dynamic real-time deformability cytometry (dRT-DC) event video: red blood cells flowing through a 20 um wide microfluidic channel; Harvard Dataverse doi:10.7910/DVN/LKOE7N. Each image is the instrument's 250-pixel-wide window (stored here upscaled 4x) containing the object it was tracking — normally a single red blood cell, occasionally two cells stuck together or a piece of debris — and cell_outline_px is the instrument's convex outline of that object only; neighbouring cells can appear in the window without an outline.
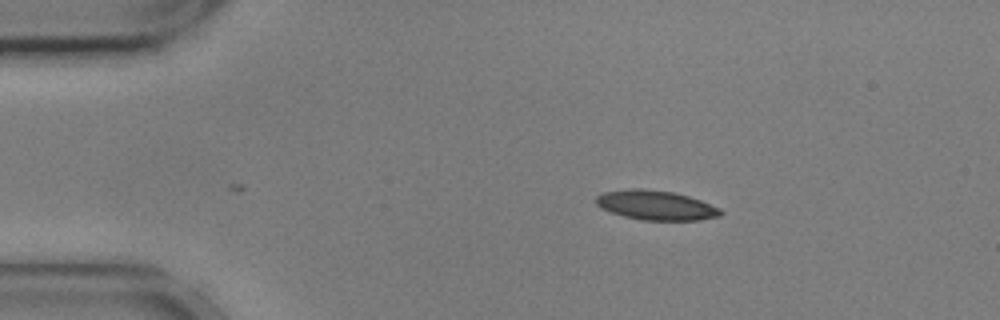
{"species": "common noctule bat (a hibernating species)", "species_latin": "Nyctalus noctula", "temperature_condition": "cold", "stored_images_in_passage": 35, "camera_frame_rate_fps": 3000, "um_per_image_px": 0.085, "animal": {"sex": "male", "body_mass_g": 17.9, "forearm_length_mm": 54.2}, "frame": {"image": 1, "passage_image": 1, "time_ms": 0.0, "image_size_px": [1000, 320], "cell_outline_px": [[724, 212], [720, 216], [700, 220], [640, 220], [624, 216], [600, 208], [596, 204], [596, 196], [604, 192], [632, 188], [640, 188], [672, 192], [688, 196], [700, 200], [720, 208]], "centroid_in_image_um": [55.76, 17.45], "position_along_channel_um": 29.2, "area_um2": 21.39}}
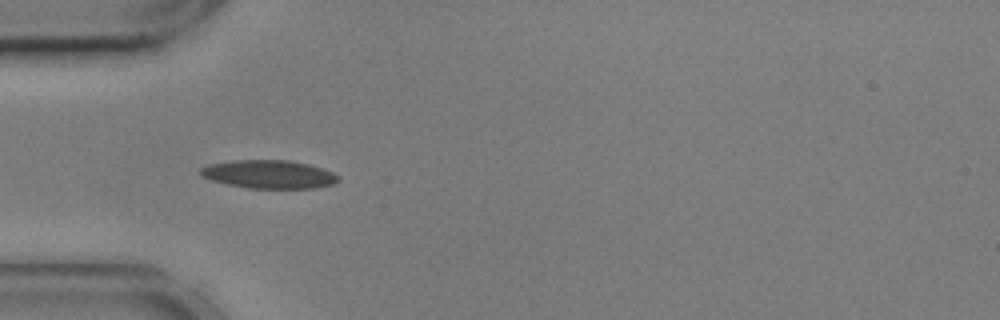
{"frame": {"image": 2, "passage_image": 8, "time_ms": 2.333, "image_size_px": [1000, 320], "cell_outline_px": [[340, 180], [332, 184], [316, 188], [248, 188], [228, 184], [212, 180], [200, 176], [200, 168], [208, 164], [232, 160], [288, 160], [308, 164], [332, 172], [340, 176]], "centroid_in_image_um": [22.85, 14.81], "position_along_channel_um": 62.2, "area_um2": 22.72}}
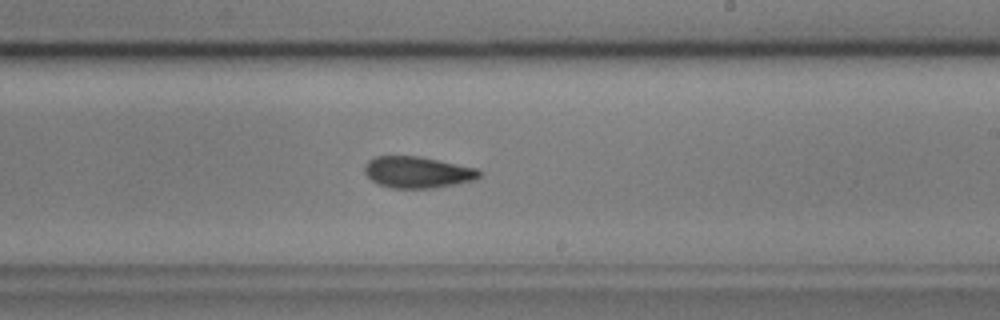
{"frame": {"image": 3, "passage_image": 24, "time_ms": 7.667, "image_size_px": [1000, 320], "cell_outline_px": [[484, 172], [476, 180], [432, 188], [392, 188], [380, 184], [372, 180], [364, 172], [364, 164], [368, 160], [376, 156], [420, 156], [476, 168]], "centroid_in_image_um": [35.5, 14.63], "position_along_channel_um": 253.5, "area_um2": 21.04}, "authors_computed_cell_mechanics": {"area_um2": 21.3282, "velocity_mm_per_s": 3.6103, "shape_relaxation_time_tau1_ms": 10.9456, "shape_relaxation_time_tau2_ms": 5.1043, "deformation_change_tau1": 0.1883, "deformation_change_tau2": 0.1133}}